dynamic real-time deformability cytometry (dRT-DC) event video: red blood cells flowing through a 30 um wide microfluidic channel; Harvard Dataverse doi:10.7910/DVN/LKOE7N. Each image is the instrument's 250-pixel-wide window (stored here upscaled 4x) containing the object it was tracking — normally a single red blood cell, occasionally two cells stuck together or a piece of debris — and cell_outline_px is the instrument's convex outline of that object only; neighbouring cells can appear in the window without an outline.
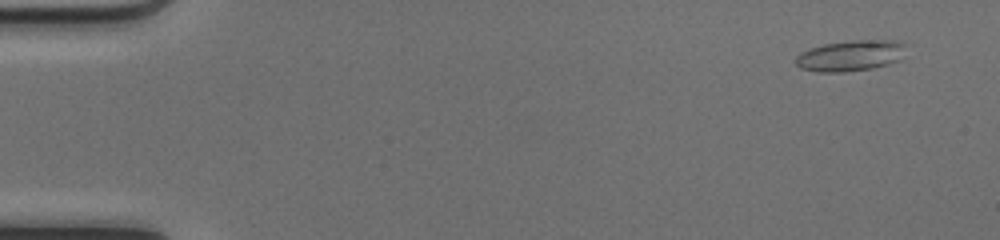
{"species": "common noctule bat (a hibernating species)", "species_latin": "Nyctalus noctula", "temperature_condition": "cold", "stored_images_in_passage": 49, "camera_frame_rate_fps": 3000, "um_per_image_px": 0.085, "animal": {"sex": "female", "body_mass_g": 17.0, "forearm_length_mm": 48.0}, "frame": {"image": 1, "passage_image": 3, "time_ms": 0.667, "image_size_px": [1000, 240], "cell_outline_px": [[904, 44], [900, 60], [888, 64], [872, 68], [844, 72], [816, 72], [800, 68], [796, 64], [796, 56], [800, 52], [824, 44], [852, 40], [896, 40]], "centroid_in_image_um": [72.26, 4.74], "position_along_channel_um": 12.7, "area_um2": 19.71}}
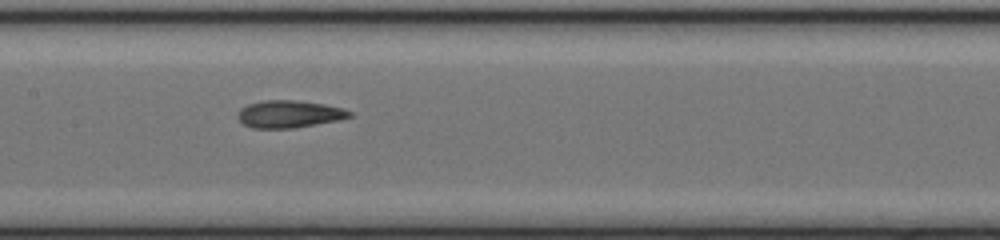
{"frame": {"image": 2, "passage_image": 25, "time_ms": 8.0, "image_size_px": [1000, 240], "cell_outline_px": [[352, 116], [340, 120], [292, 128], [252, 128], [244, 124], [236, 116], [236, 112], [240, 108], [248, 104], [264, 100], [296, 100], [324, 104], [344, 108], [352, 112]], "centroid_in_image_um": [24.57, 9.69], "position_along_channel_um": 182.8, "area_um2": 17.92}}
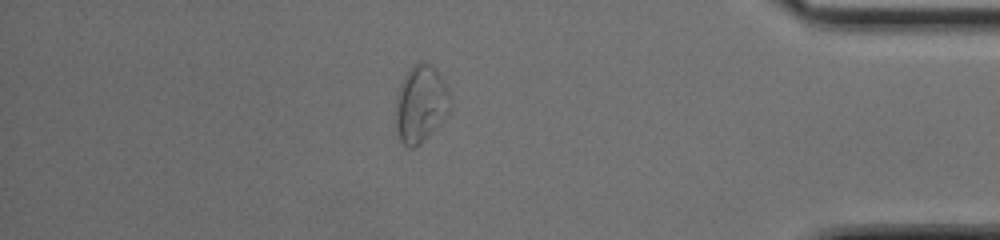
{"frame": {"image": 3, "passage_image": 43, "time_ms": 14.0, "image_size_px": [1000, 240], "cell_outline_px": [[452, 108], [440, 124], [420, 144], [412, 148], [408, 148], [400, 140], [396, 132], [396, 100], [404, 76], [412, 64], [416, 60], [424, 60], [432, 64], [448, 88], [452, 96]], "centroid_in_image_um": [35.79, 8.8], "position_along_channel_um": 399.4, "area_um2": 24.97}, "authors_computed_cell_mechanics": {"area_um2": 18.4382, "velocity_mm_per_s": 4.1962, "shape_relaxation_time_tau1_ms": 6.7906, "shape_relaxation_time_tau2_ms": 1.484, "deformation_change_tau1": 0.1829, "deformation_change_tau2": 0.0688}}